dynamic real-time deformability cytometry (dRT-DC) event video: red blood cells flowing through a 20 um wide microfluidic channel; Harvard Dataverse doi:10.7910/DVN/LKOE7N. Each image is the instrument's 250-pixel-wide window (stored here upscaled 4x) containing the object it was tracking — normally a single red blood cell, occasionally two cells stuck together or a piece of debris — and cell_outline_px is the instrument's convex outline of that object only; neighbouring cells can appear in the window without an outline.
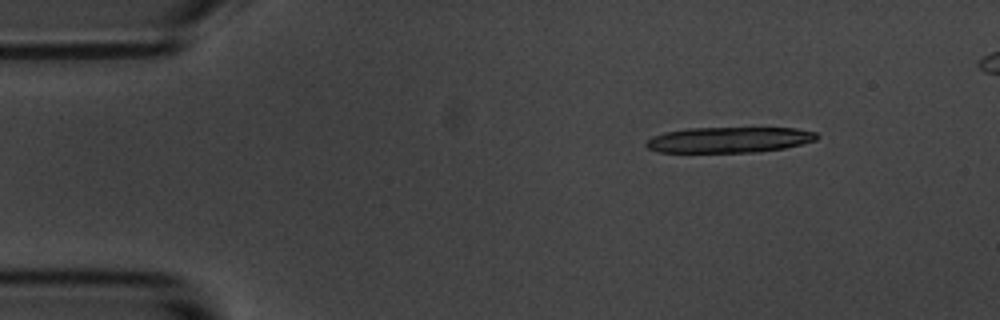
{"species": "common noctule bat (a hibernating species)", "species_latin": "Nyctalus noctula", "temperature_condition": "room temperature", "stored_images_in_passage": 9, "camera_frame_rate_fps": 3000, "um_per_image_px": 0.085, "animal": {"sex": "male", "body_mass_g": 20.1, "forearm_length_mm": 53.5}, "frame": {"image": 1, "passage_image": 1, "time_ms": 0.0, "image_size_px": [1000, 320], "cell_outline_px": [[820, 136], [816, 140], [784, 148], [756, 152], [660, 152], [648, 148], [644, 144], [652, 136], [664, 132], [688, 128], [796, 128], [816, 132]], "centroid_in_image_um": [61.98, 11.88], "position_along_channel_um": 23.0, "area_um2": 25.49}}
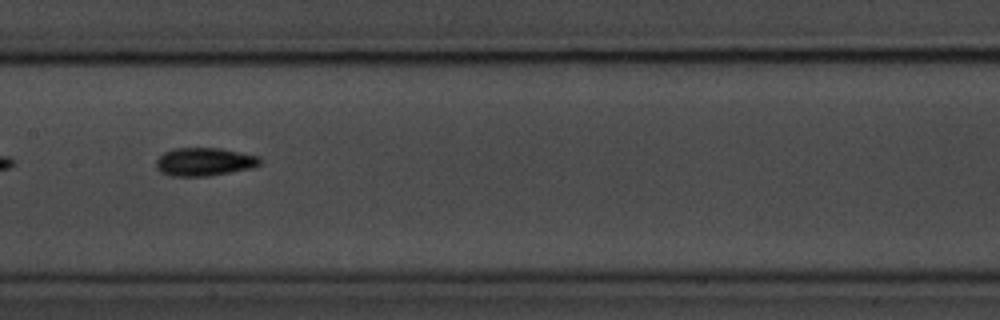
{"frame": {"image": 2, "passage_image": 7, "time_ms": 7.0, "image_size_px": [1000, 320], "cell_outline_px": [[264, 160], [260, 164], [252, 168], [208, 176], [168, 176], [160, 172], [156, 168], [156, 160], [164, 152], [172, 148], [220, 148], [260, 156]], "centroid_in_image_um": [17.37, 13.75], "position_along_channel_um": 190.0, "area_um2": 17.28}}
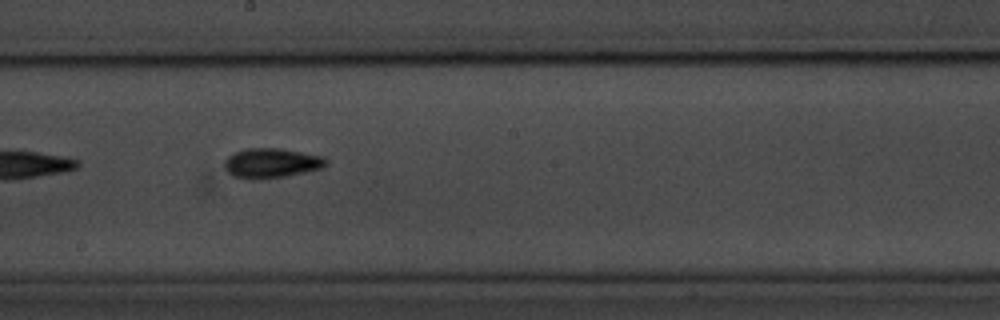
{"frame": {"image": 3, "passage_image": 8, "time_ms": 8.0, "image_size_px": [1000, 320], "cell_outline_px": [[328, 164], [320, 168], [304, 172], [284, 176], [260, 180], [252, 180], [232, 176], [224, 168], [224, 160], [232, 152], [244, 148], [280, 148], [324, 156], [328, 160]], "centroid_in_image_um": [23.02, 13.86], "position_along_channel_um": 225.2, "area_um2": 17.92}}